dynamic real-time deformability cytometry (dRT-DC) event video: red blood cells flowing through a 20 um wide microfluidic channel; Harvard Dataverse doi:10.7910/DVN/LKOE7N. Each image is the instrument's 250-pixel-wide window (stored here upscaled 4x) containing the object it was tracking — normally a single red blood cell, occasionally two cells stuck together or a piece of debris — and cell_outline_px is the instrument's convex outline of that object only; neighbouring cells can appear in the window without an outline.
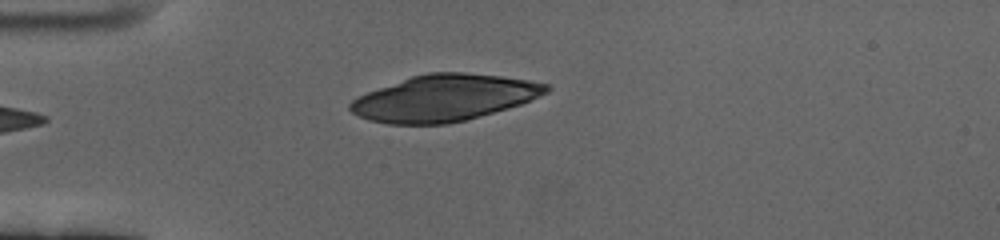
{"species": "human", "species_latin": "Homo sapiens", "temperature_condition": "cold", "stored_images_in_passage": 40, "camera_frame_rate_fps": 3000, "um_per_image_px": 0.085, "donor": {"sex": "female"}, "frame": {"image": 1, "passage_image": 1, "time_ms": 0.0, "image_size_px": [1000, 240], "cell_outline_px": [[552, 88], [548, 92], [520, 104], [508, 108], [464, 120], [448, 124], [388, 124], [368, 120], [352, 112], [348, 108], [348, 104], [352, 100], [368, 92], [412, 76], [428, 72], [464, 72], [500, 76], [528, 80], [548, 84]], "centroid_in_image_um": [37.76, 8.33], "position_along_channel_um": 47.2, "area_um2": 52.54}}
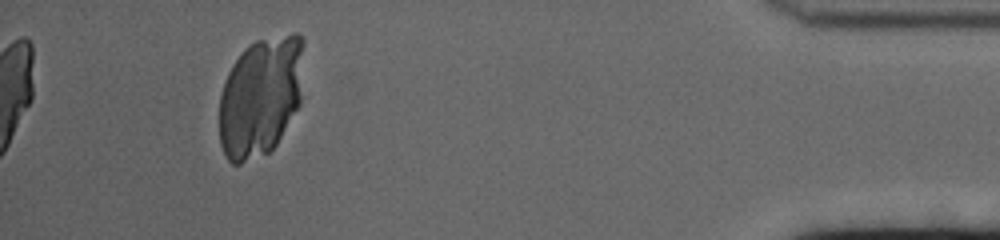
{"frame": {"image": 2, "passage_image": 40, "time_ms": 13.0, "image_size_px": [1000, 240], "cell_outline_px": [[304, 44], [300, 104], [276, 144], [268, 152], [240, 164], [232, 164], [228, 160], [220, 144], [220, 96], [224, 80], [232, 64], [244, 48], [256, 40], [292, 32], [296, 32], [304, 40]], "centroid_in_image_um": [22.15, 8.17], "position_along_channel_um": 413.0, "area_um2": 59.36}}